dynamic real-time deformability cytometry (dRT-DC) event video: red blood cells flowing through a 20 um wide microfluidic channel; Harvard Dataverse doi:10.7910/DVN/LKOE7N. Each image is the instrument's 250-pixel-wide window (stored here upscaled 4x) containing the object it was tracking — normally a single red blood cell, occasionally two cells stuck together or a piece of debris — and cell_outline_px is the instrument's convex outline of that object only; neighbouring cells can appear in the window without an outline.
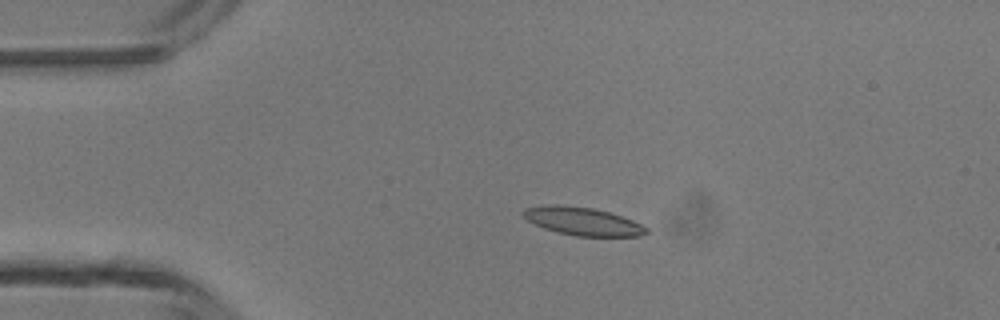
{"species": "common noctule bat (a hibernating species)", "species_latin": "Nyctalus noctula", "temperature_condition": "room temperature", "stored_images_in_passage": 5, "camera_frame_rate_fps": 3000, "um_per_image_px": 0.085, "animal": {"sex": "male", "body_mass_g": 13.3}, "frame": {"image": 1, "passage_image": 4, "time_ms": 3.333, "image_size_px": [1000, 320], "cell_outline_px": [[648, 232], [640, 236], [576, 236], [544, 228], [528, 220], [520, 212], [524, 208], [548, 204], [556, 204], [592, 208], [608, 212], [632, 220], [648, 228]], "centroid_in_image_um": [49.5, 18.8], "position_along_channel_um": 35.5, "area_um2": 19.88}}